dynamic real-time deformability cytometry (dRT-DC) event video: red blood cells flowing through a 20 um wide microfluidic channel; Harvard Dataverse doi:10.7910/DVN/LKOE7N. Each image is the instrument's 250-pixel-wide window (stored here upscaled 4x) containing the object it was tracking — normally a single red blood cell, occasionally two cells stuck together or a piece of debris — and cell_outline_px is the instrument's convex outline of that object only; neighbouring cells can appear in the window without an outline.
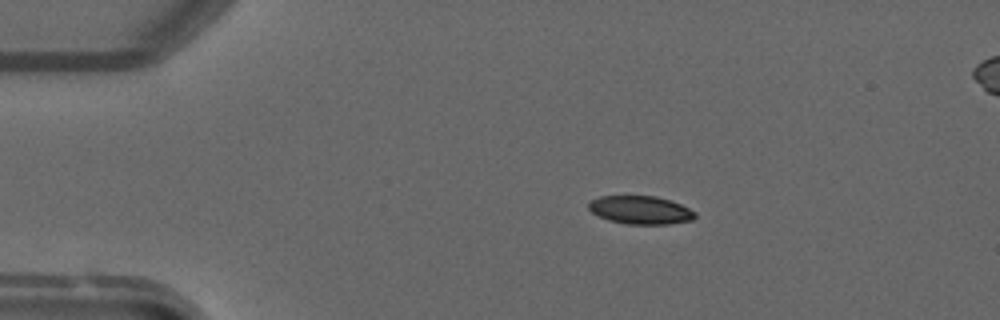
{"species": "common noctule bat (a hibernating species)", "species_latin": "Nyctalus noctula", "temperature_condition": "warm", "stored_images_in_passage": 4, "segment_of_instrument_passage": [1, 2], "camera_frame_rate_fps": 3000, "um_per_image_px": 0.085, "animal": {"sex": "male", "forearm_length_mm": 52.5}, "frame": {"image": 1, "passage_image": 2, "time_ms": 1.333, "image_size_px": [1000, 320], "cell_outline_px": [[696, 216], [692, 220], [668, 224], [624, 224], [608, 220], [592, 212], [588, 208], [588, 204], [592, 200], [600, 196], [656, 196], [680, 204], [696, 212]], "centroid_in_image_um": [54.44, 17.86], "position_along_channel_um": 30.6, "area_um2": 17.4}}